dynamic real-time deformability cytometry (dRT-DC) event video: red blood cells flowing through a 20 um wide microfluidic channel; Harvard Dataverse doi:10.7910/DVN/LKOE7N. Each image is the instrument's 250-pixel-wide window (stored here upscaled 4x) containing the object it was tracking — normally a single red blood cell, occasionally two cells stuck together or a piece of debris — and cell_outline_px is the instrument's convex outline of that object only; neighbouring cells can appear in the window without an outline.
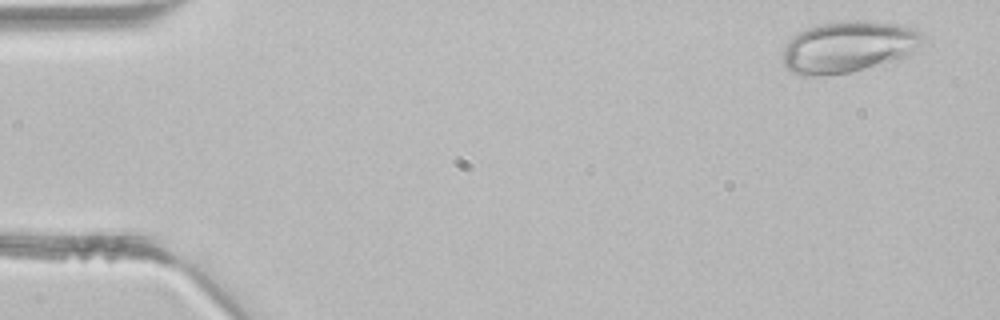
{"species": "common noctule bat (a hibernating species)", "species_latin": "Nyctalus noctula", "temperature_condition": "room temperature", "stored_images_in_passage": 2, "camera_frame_rate_fps": 3000, "um_per_image_px": 0.085, "animal": {"sex": "male", "body_mass_g": 21.5, "forearm_length_mm": 52.0}, "frame": {"image": 1, "passage_image": 1, "time_ms": 0.0, "image_size_px": [1000, 320], "cell_outline_px": [[924, 36], [912, 52], [904, 56], [892, 60], [848, 72], [816, 76], [804, 76], [792, 72], [784, 64], [784, 44], [792, 36], [808, 28], [820, 24], [848, 20], [868, 20], [896, 24], [912, 28], [920, 32]], "centroid_in_image_um": [72.05, 3.96], "position_along_channel_um": 12.9, "area_um2": 41.21}}